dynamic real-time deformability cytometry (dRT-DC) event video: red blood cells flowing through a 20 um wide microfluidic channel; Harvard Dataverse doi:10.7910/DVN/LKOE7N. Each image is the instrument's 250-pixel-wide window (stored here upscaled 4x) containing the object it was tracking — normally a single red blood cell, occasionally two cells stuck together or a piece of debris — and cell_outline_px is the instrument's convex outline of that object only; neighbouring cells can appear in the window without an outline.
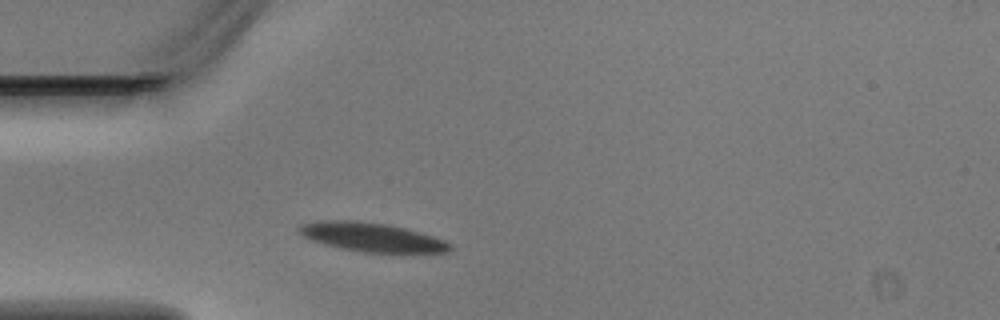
{"species": "Egyptian fruit bat (a non-hibernating species)", "species_latin": "Rousettus aegyptiacus", "temperature_condition": "warm", "stored_images_in_passage": 1, "camera_frame_rate_fps": 3000, "um_per_image_px": 0.085, "animal": {"sex": "male"}, "frame": {"image": 1, "passage_image": 1, "time_ms": 0.0, "image_size_px": [1000, 320], "cell_outline_px": [[452, 248], [448, 252], [364, 252], [340, 248], [324, 244], [312, 240], [296, 232], [296, 228], [300, 224], [316, 220], [356, 220], [388, 224], [420, 232], [444, 240], [452, 244]], "centroid_in_image_um": [31.53, 20.14], "position_along_channel_um": 53.5, "area_um2": 25.49}}